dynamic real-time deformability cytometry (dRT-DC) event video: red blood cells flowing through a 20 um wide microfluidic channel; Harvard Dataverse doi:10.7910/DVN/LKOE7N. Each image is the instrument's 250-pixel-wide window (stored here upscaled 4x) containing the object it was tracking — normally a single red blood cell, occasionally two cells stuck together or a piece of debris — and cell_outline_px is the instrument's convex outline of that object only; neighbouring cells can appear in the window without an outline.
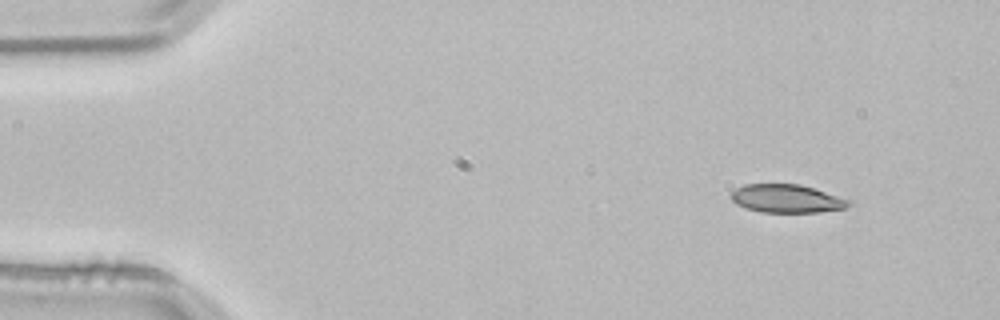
{"species": "common noctule bat (a hibernating species)", "species_latin": "Nyctalus noctula", "temperature_condition": "room temperature", "stored_images_in_passage": 3, "camera_frame_rate_fps": 3000, "um_per_image_px": 0.085, "animal": {"sex": "male", "body_mass_g": 21.5, "forearm_length_mm": 52.0}, "frame": {"image": 1, "passage_image": 1, "time_ms": 0.0, "image_size_px": [1000, 320], "cell_outline_px": [[852, 204], [844, 208], [820, 212], [760, 212], [744, 208], [736, 204], [732, 200], [732, 192], [736, 188], [744, 184], [800, 184], [852, 200]], "centroid_in_image_um": [66.87, 16.88], "position_along_channel_um": 18.1, "area_um2": 19.42}}
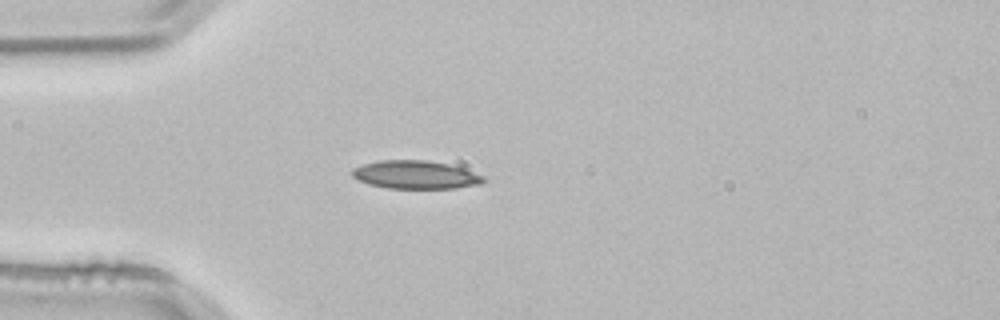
{"frame": {"image": 2, "passage_image": 3, "time_ms": 0.667, "image_size_px": [1000, 320], "cell_outline_px": [[488, 180], [480, 184], [456, 188], [388, 188], [368, 184], [352, 176], [352, 168], [364, 164], [380, 160], [424, 160], [448, 164], [484, 176]], "centroid_in_image_um": [35.32, 14.86], "position_along_channel_um": 49.7, "area_um2": 21.39}}